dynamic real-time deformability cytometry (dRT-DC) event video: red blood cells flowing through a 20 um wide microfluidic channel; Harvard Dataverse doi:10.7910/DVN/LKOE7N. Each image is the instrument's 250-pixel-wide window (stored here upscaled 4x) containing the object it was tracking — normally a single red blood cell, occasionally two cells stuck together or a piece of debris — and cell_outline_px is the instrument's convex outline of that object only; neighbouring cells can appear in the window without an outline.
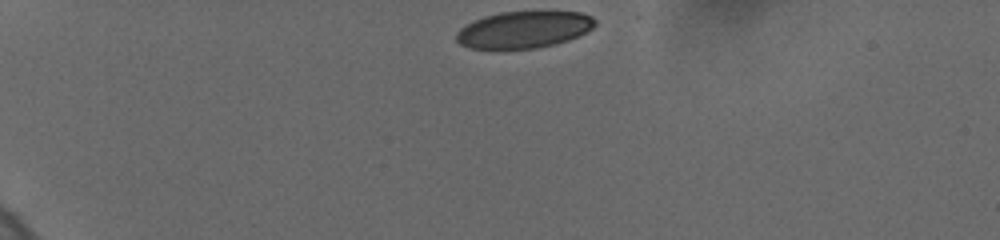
{"species": "human", "species_latin": "Homo sapiens", "temperature_condition": "cold", "stored_images_in_passage": 24, "camera_frame_rate_fps": 3000, "um_per_image_px": 0.085, "donor": {"sex": "female"}, "frame": {"image": 1, "passage_image": 1, "time_ms": 0.0, "image_size_px": [1000, 240], "cell_outline_px": [[596, 24], [592, 28], [568, 40], [556, 44], [536, 48], [468, 48], [460, 44], [456, 40], [456, 32], [464, 24], [484, 16], [500, 12], [580, 12], [592, 16], [596, 20]], "centroid_in_image_um": [44.49, 2.51], "position_along_channel_um": 40.5, "area_um2": 29.59}}
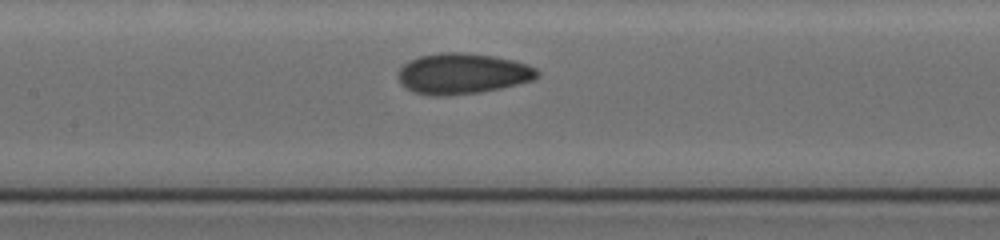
{"frame": {"image": 2, "passage_image": 14, "time_ms": 5.333, "image_size_px": [1000, 240], "cell_outline_px": [[540, 76], [536, 80], [500, 88], [480, 92], [436, 96], [432, 96], [412, 92], [404, 88], [400, 84], [396, 76], [396, 72], [408, 60], [420, 56], [440, 52], [460, 52], [492, 56], [512, 60], [528, 64], [536, 68], [540, 72]], "centroid_in_image_um": [39.29, 6.26], "position_along_channel_um": 168.1, "area_um2": 33.41}}
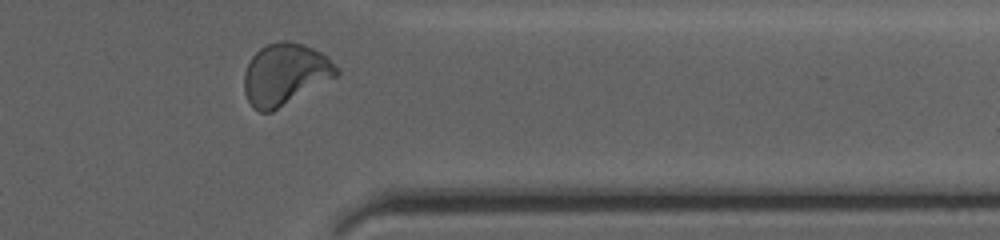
{"frame": {"image": 3, "passage_image": 24, "time_ms": 11.333, "image_size_px": [1000, 240], "cell_outline_px": [[340, 72], [336, 76], [272, 112], [260, 112], [252, 108], [244, 92], [244, 72], [252, 56], [260, 48], [268, 44], [280, 40], [288, 40], [304, 44], [328, 56], [340, 68]], "centroid_in_image_um": [24.23, 6.3], "position_along_channel_um": 387.2, "area_um2": 33.23}, "authors_computed_cell_mechanics": {"area_um2": 32.2524, "velocity_mm_per_s": 3.7031, "shape_relaxation_time_tau1_ms": 5.1042, "shape_relaxation_time_tau2_ms": 1.3564, "deformation_change_tau1": 0.1322, "deformation_change_tau2": 0.0617}}